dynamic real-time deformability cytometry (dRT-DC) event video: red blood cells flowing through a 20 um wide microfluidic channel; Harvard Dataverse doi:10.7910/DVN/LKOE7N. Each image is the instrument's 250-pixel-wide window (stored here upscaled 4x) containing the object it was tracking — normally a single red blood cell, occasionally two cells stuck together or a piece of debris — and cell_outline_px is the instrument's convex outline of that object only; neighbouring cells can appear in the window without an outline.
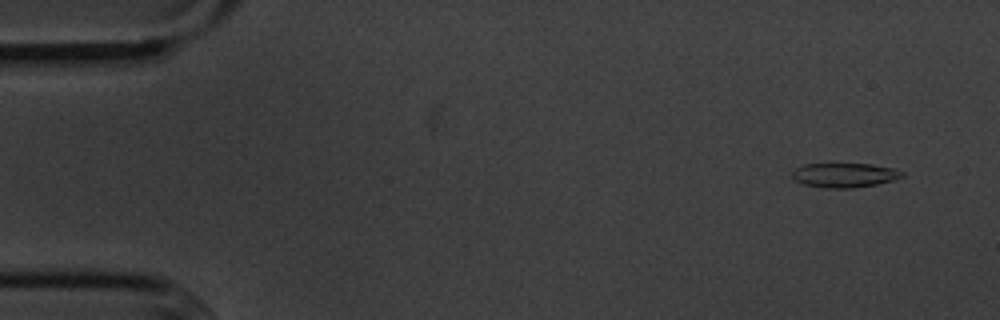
{"species": "common noctule bat (a hibernating species)", "species_latin": "Nyctalus noctula", "temperature_condition": "cold", "stored_images_in_passage": 6, "camera_frame_rate_fps": 3000, "um_per_image_px": 0.085, "animal": {"sex": "male", "body_mass_g": 20.1, "forearm_length_mm": 53.5}, "frame": {"image": 1, "passage_image": 2, "time_ms": 1.0, "image_size_px": [1000, 320], "cell_outline_px": [[904, 176], [896, 180], [876, 184], [852, 188], [824, 188], [804, 184], [796, 180], [792, 176], [792, 172], [796, 168], [804, 164], [832, 160], [872, 164], [896, 168], [904, 172]], "centroid_in_image_um": [71.79, 14.82], "position_along_channel_um": 13.2, "area_um2": 16.7}}
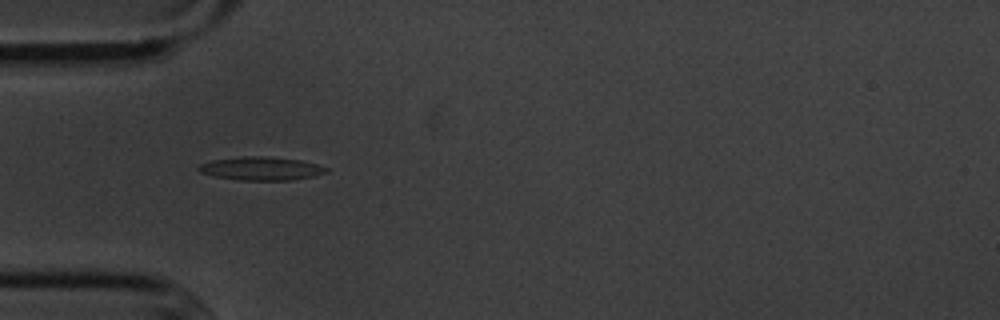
{"frame": {"image": 2, "passage_image": 5, "time_ms": 5.333, "image_size_px": [1000, 320], "cell_outline_px": [[328, 172], [316, 176], [288, 180], [240, 180], [216, 176], [200, 172], [196, 168], [200, 164], [212, 160], [244, 156], [264, 156], [300, 160], [316, 164], [328, 168]], "centroid_in_image_um": [22.21, 14.32], "position_along_channel_um": 62.8, "area_um2": 17.28}}
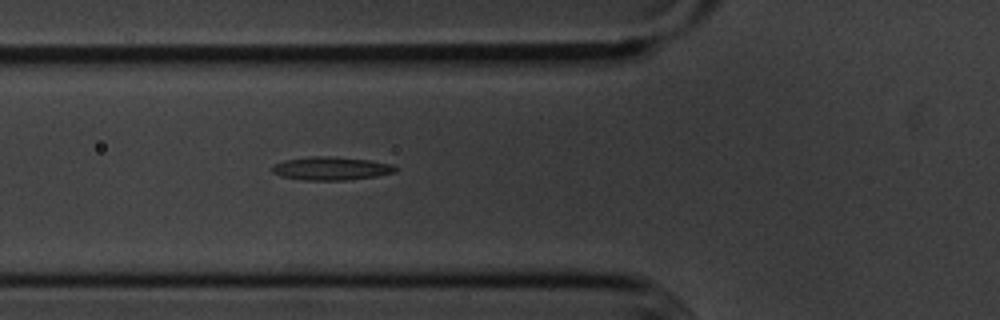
{"frame": {"image": 3, "passage_image": 6, "time_ms": 6.333, "image_size_px": [1000, 320], "cell_outline_px": [[400, 168], [396, 172], [376, 176], [348, 180], [304, 180], [280, 176], [272, 172], [272, 164], [284, 160], [308, 156], [332, 156], [368, 160], [392, 164]], "centroid_in_image_um": [28.14, 14.31], "position_along_channel_um": 97.7, "area_um2": 16.94}}